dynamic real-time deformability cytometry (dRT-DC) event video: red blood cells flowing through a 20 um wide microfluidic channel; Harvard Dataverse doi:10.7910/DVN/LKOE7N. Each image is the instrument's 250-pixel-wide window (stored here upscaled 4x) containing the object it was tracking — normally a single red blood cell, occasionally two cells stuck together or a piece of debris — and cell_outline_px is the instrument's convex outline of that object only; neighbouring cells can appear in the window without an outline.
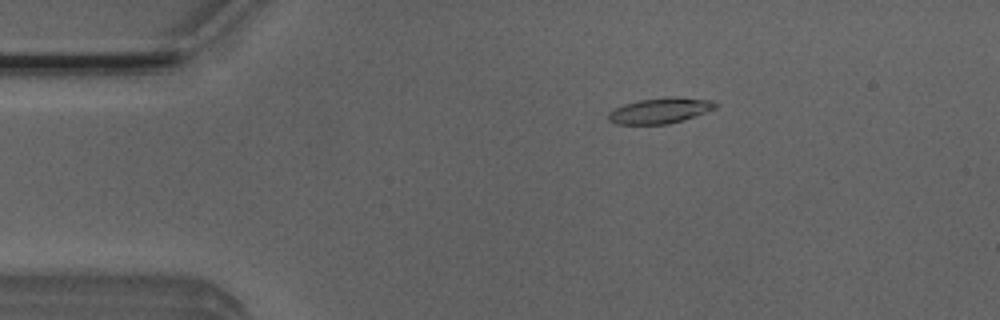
{"species": "Egyptian fruit bat (a non-hibernating species)", "species_latin": "Rousettus aegyptiacus", "temperature_condition": "room temperature", "stored_images_in_passage": 6, "camera_frame_rate_fps": 3000, "um_per_image_px": 0.085, "animal": {"sex": "male"}, "frame": {"image": 1, "passage_image": 2, "time_ms": 0.333, "image_size_px": [1000, 320], "cell_outline_px": [[720, 104], [716, 108], [708, 112], [684, 120], [668, 124], [616, 124], [608, 120], [608, 112], [624, 104], [640, 100], [668, 96], [676, 96], [708, 100]], "centroid_in_image_um": [56.14, 9.4], "position_along_channel_um": 28.9, "area_um2": 16.13}}